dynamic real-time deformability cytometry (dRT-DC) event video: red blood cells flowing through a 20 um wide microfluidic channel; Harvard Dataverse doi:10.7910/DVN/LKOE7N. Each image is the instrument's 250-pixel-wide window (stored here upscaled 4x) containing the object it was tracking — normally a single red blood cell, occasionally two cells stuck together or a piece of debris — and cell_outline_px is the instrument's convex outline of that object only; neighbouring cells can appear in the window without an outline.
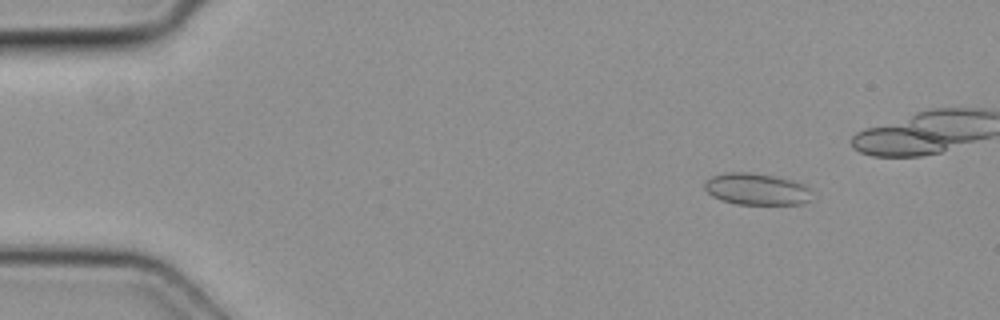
{"species": "common noctule bat (a hibernating species)", "species_latin": "Nyctalus noctula", "temperature_condition": "cold", "stored_images_in_passage": 5, "camera_frame_rate_fps": 3000, "um_per_image_px": 0.085, "animal": {"sex": "female", "body_mass_g": 19.3, "forearm_length_mm": 54.1}, "frame": {"image": 1, "passage_image": 2, "time_ms": 0.333, "image_size_px": [1000, 320], "cell_outline_px": [[808, 200], [804, 204], [736, 204], [720, 200], [712, 196], [704, 188], [704, 184], [712, 176], [728, 172], [752, 172], [792, 180], [804, 184], [808, 188]], "centroid_in_image_um": [64.26, 16.07], "position_along_channel_um": 20.7, "area_um2": 19.59}}